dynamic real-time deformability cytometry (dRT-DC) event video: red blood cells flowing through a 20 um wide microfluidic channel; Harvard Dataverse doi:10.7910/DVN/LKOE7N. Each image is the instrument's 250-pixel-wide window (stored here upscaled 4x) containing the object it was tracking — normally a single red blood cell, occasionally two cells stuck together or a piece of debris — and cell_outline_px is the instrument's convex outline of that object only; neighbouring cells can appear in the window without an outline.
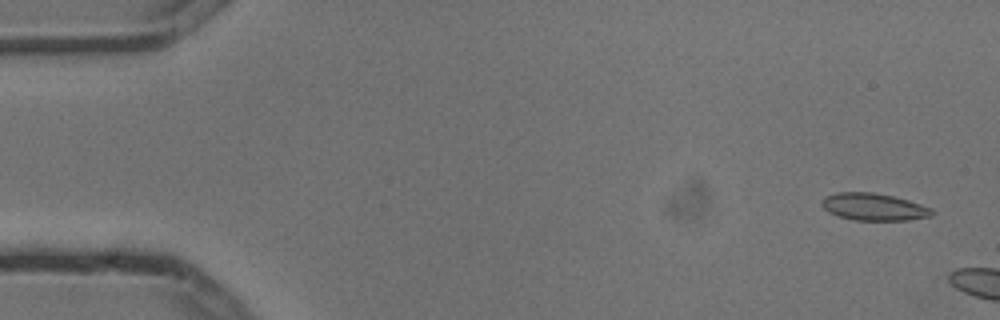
{"species": "common noctule bat (a hibernating species)", "species_latin": "Nyctalus noctula", "temperature_condition": "cold", "stored_images_in_passage": 3, "camera_frame_rate_fps": 3000, "um_per_image_px": 0.085, "animal": {"sex": "male", "body_mass_g": 13.3}, "frame": {"image": 1, "passage_image": 1, "time_ms": 0.0, "image_size_px": [1000, 320], "cell_outline_px": [[932, 216], [908, 220], [852, 220], [836, 216], [828, 212], [820, 204], [824, 196], [836, 192], [872, 192], [892, 196], [908, 200], [932, 208]], "centroid_in_image_um": [74.22, 17.58], "position_along_channel_um": 10.8, "area_um2": 17.57}}